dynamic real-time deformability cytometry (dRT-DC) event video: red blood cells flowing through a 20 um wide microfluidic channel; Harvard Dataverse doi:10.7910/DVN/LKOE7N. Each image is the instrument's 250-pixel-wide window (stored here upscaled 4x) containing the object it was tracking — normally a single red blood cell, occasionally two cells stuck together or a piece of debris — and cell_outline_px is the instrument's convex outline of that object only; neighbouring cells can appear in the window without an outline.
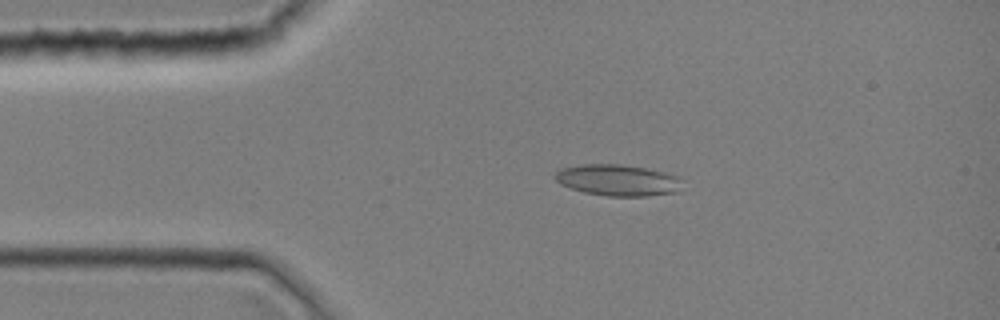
{"species": "common noctule bat (a hibernating species)", "species_latin": "Nyctalus noctula", "temperature_condition": "room temperature", "stored_images_in_passage": 9, "camera_frame_rate_fps": 3000, "um_per_image_px": 0.085, "animal": {"sex": "female", "body_mass_g": 19.0, "forearm_length_mm": 51.5}, "frame": {"image": 1, "passage_image": 8, "time_ms": 2.333, "image_size_px": [1000, 320], "cell_outline_px": [[680, 180], [676, 192], [648, 196], [608, 196], [584, 192], [560, 184], [552, 176], [560, 168], [580, 164], [620, 164], [644, 168], [664, 172], [680, 176]], "centroid_in_image_um": [52.45, 15.3], "position_along_channel_um": 32.5, "area_um2": 23.12}}